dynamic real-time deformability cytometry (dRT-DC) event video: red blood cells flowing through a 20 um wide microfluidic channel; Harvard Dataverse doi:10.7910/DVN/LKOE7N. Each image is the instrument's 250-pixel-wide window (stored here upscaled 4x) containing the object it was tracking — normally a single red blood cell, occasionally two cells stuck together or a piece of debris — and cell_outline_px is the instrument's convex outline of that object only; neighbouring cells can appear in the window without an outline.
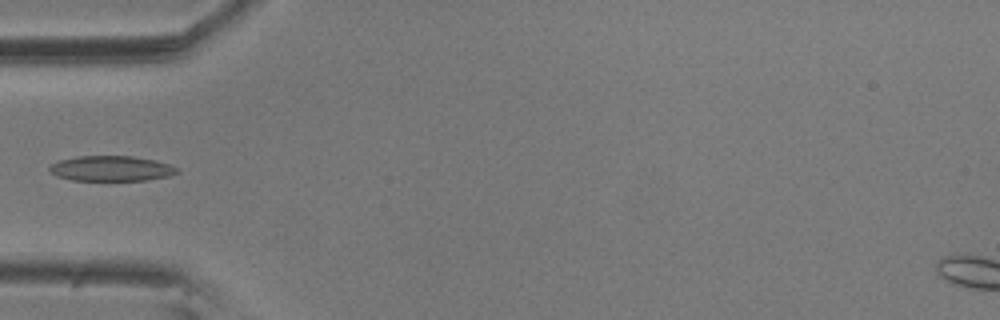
{"species": "common noctule bat (a hibernating species)", "species_latin": "Nyctalus noctula", "temperature_condition": "room temperature", "stored_images_in_passage": 9, "camera_frame_rate_fps": 3000, "um_per_image_px": 0.085, "animal": {"sex": "male", "body_mass_g": 20.5, "forearm_length_mm": 52.5}, "frame": {"image": 1, "passage_image": 6, "time_ms": 1.667, "image_size_px": [1000, 320], "cell_outline_px": [[180, 172], [168, 176], [148, 180], [72, 180], [56, 176], [48, 168], [52, 164], [60, 160], [76, 156], [132, 156], [156, 160], [180, 168]], "centroid_in_image_um": [9.49, 14.32], "position_along_channel_um": 75.5, "area_um2": 18.79}}
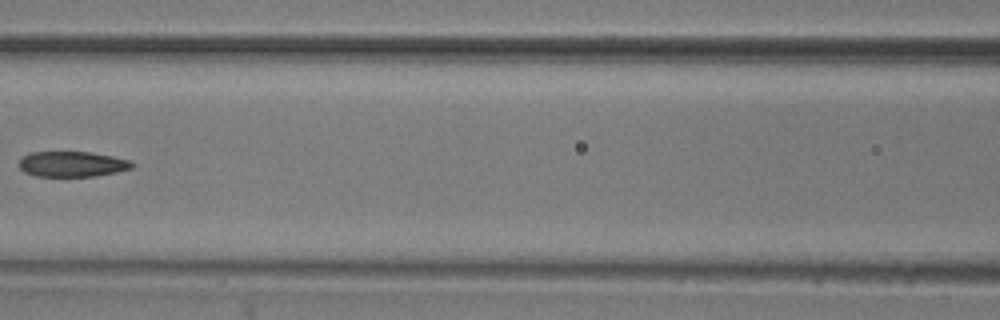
{"frame": {"image": 2, "passage_image": 8, "time_ms": 2.333, "image_size_px": [1000, 320], "cell_outline_px": [[136, 164], [132, 168], [116, 172], [96, 176], [36, 176], [24, 172], [20, 168], [20, 156], [28, 152], [88, 152], [112, 156], [128, 160]], "centroid_in_image_um": [6.11, 13.94], "position_along_channel_um": 160.5, "area_um2": 16.76}}
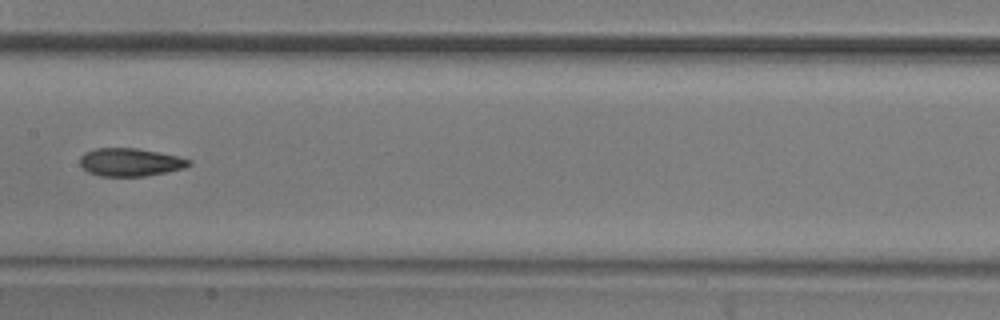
{"frame": {"image": 3, "passage_image": 9, "time_ms": 2.667, "image_size_px": [1000, 320], "cell_outline_px": [[192, 164], [184, 168], [168, 172], [144, 176], [100, 176], [88, 172], [80, 164], [80, 156], [84, 152], [96, 148], [136, 148], [176, 156], [192, 160]], "centroid_in_image_um": [11.06, 13.79], "position_along_channel_um": 196.3, "area_um2": 17.74}}